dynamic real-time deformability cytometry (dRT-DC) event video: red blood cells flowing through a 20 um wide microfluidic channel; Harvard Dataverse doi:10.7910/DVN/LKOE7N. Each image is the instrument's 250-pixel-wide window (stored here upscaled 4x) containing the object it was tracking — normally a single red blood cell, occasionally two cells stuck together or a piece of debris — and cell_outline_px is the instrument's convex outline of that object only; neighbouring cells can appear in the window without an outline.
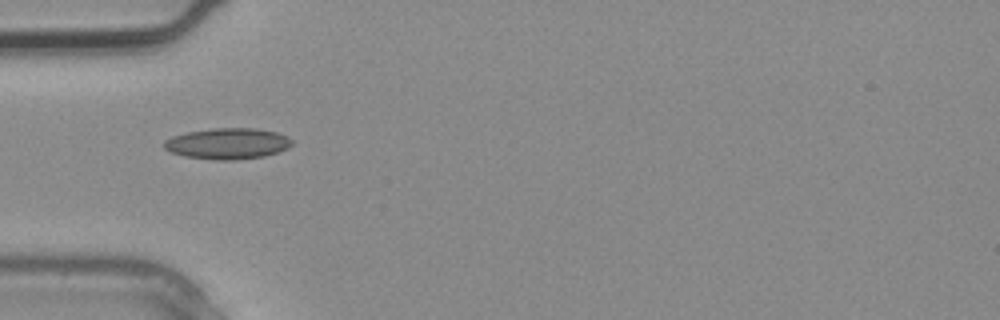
{"species": "common noctule bat (a hibernating species)", "species_latin": "Nyctalus noctula", "temperature_condition": "warm", "stored_images_in_passage": 1, "camera_frame_rate_fps": 3000, "um_per_image_px": 0.085, "animal": {"sex": "male", "body_mass_g": 20.4}, "frame": {"image": 1, "passage_image": 1, "time_ms": 0.0, "image_size_px": [1000, 320], "cell_outline_px": [[292, 144], [288, 148], [264, 156], [236, 160], [212, 160], [184, 156], [172, 152], [164, 148], [164, 140], [172, 136], [188, 132], [212, 128], [256, 128], [276, 132], [288, 136], [292, 140]], "centroid_in_image_um": [19.35, 12.2], "position_along_channel_um": 65.7, "area_um2": 23.18}}